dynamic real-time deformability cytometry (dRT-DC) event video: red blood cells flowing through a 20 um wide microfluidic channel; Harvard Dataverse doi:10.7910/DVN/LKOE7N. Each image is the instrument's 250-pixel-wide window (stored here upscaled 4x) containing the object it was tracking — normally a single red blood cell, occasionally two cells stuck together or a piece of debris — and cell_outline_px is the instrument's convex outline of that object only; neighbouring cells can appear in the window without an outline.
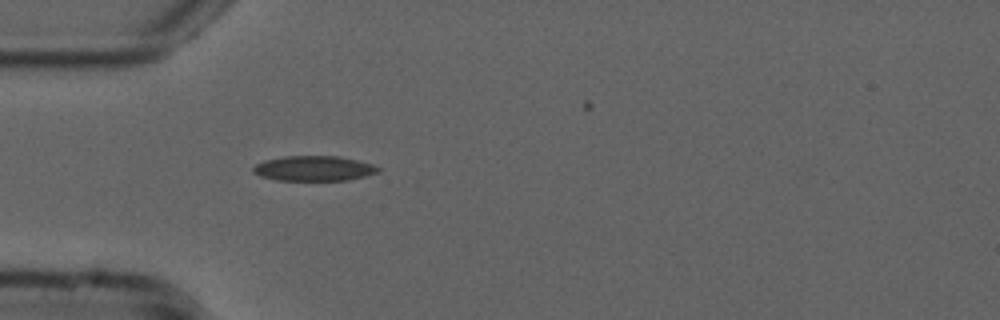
{"species": "common noctule bat (a hibernating species)", "species_latin": "Nyctalus noctula", "temperature_condition": "cold", "stored_images_in_passage": 29, "camera_frame_rate_fps": 3000, "um_per_image_px": 0.085, "animal": {"sex": "male", "forearm_length_mm": 52.5}, "frame": {"image": 1, "passage_image": 5, "time_ms": 1.333, "image_size_px": [1000, 320], "cell_outline_px": [[380, 172], [348, 180], [276, 180], [260, 176], [252, 172], [252, 168], [256, 164], [264, 160], [284, 156], [340, 156], [372, 164], [380, 168]], "centroid_in_image_um": [26.66, 14.31], "position_along_channel_um": 58.3, "area_um2": 18.26}}
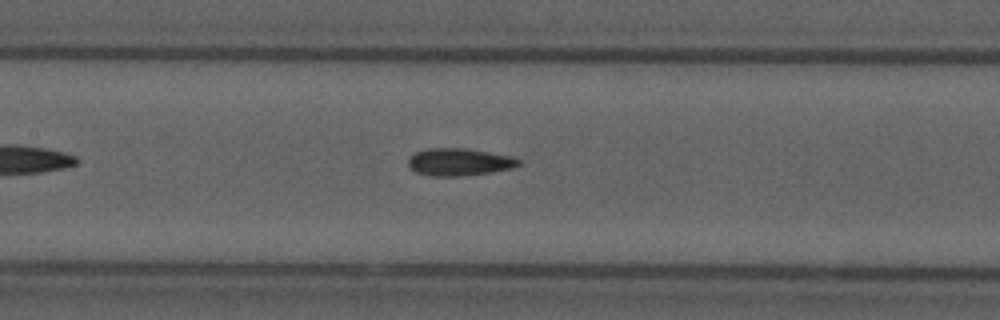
{"frame": {"image": 2, "passage_image": 14, "time_ms": 4.333, "image_size_px": [1000, 320], "cell_outline_px": [[524, 164], [512, 168], [492, 172], [460, 176], [432, 176], [416, 172], [408, 168], [408, 160], [416, 152], [428, 148], [468, 148], [512, 156], [524, 160]], "centroid_in_image_um": [39.1, 13.77], "position_along_channel_um": 168.3, "area_um2": 17.92}}
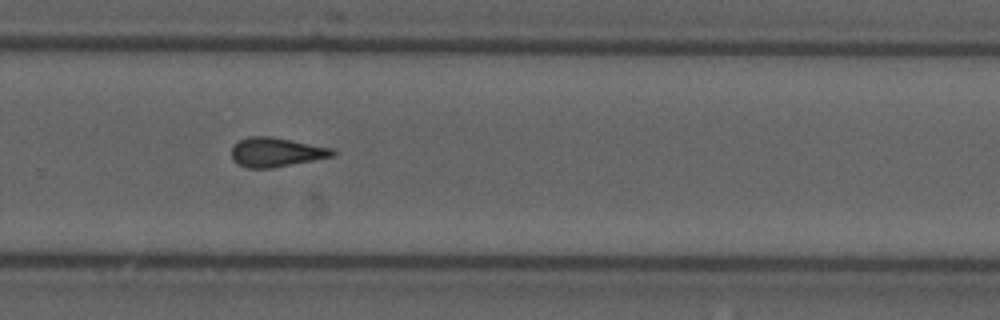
{"frame": {"image": 3, "passage_image": 25, "time_ms": 8.0, "image_size_px": [1000, 320], "cell_outline_px": [[336, 156], [272, 168], [248, 168], [232, 160], [232, 148], [240, 140], [248, 136], [272, 136], [332, 148], [336, 152]], "centroid_in_image_um": [23.5, 12.93], "position_along_channel_um": 306.3, "area_um2": 17.22}}